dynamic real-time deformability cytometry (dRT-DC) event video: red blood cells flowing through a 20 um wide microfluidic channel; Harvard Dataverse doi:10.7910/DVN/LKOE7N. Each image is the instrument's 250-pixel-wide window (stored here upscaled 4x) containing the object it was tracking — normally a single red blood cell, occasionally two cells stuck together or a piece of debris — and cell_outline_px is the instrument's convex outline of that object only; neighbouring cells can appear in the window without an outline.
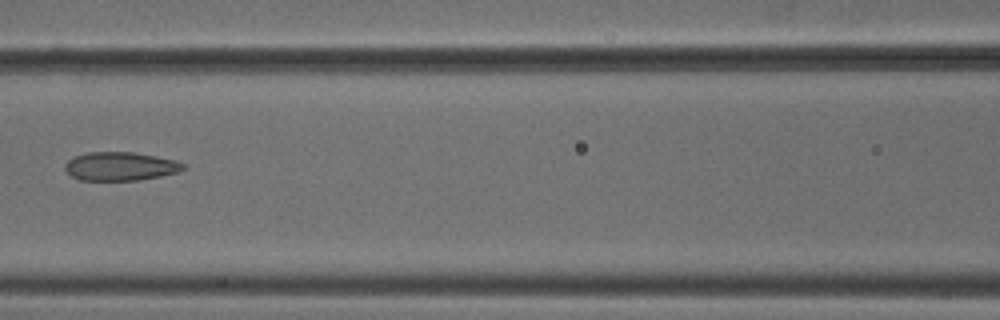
{"species": "common noctule bat (a hibernating species)", "species_latin": "Nyctalus noctula", "temperature_condition": "cold", "stored_images_in_passage": 8, "camera_frame_rate_fps": 3000, "um_per_image_px": 0.085, "animal": {"sex": "male", "body_mass_g": 18.8}, "frame": {"image": 1, "passage_image": 7, "time_ms": 2.0, "image_size_px": [1000, 320], "cell_outline_px": [[188, 168], [180, 172], [160, 176], [136, 180], [80, 180], [72, 176], [64, 168], [64, 164], [72, 156], [88, 152], [132, 152], [156, 156], [176, 160], [184, 164]], "centroid_in_image_um": [10.24, 14.13], "position_along_channel_um": 156.4, "area_um2": 19.83}}
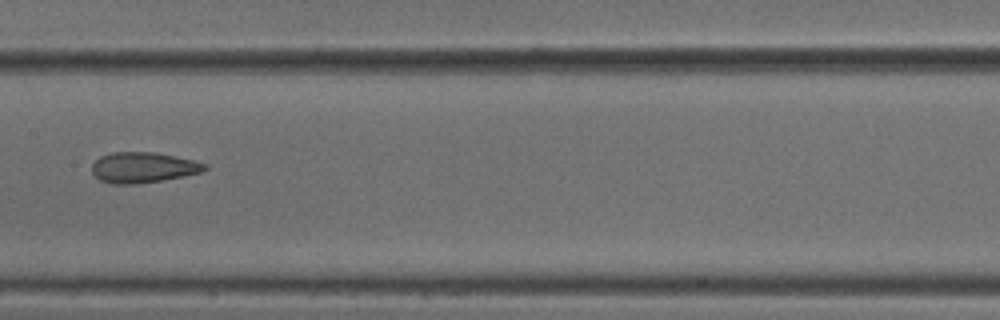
{"frame": {"image": 2, "passage_image": 8, "time_ms": 2.333, "image_size_px": [1000, 320], "cell_outline_px": [[208, 168], [200, 172], [184, 176], [136, 184], [116, 184], [100, 180], [92, 172], [92, 164], [100, 156], [112, 152], [152, 152], [176, 156], [208, 164]], "centroid_in_image_um": [12.16, 14.23], "position_along_channel_um": 195.2, "area_um2": 19.94}}